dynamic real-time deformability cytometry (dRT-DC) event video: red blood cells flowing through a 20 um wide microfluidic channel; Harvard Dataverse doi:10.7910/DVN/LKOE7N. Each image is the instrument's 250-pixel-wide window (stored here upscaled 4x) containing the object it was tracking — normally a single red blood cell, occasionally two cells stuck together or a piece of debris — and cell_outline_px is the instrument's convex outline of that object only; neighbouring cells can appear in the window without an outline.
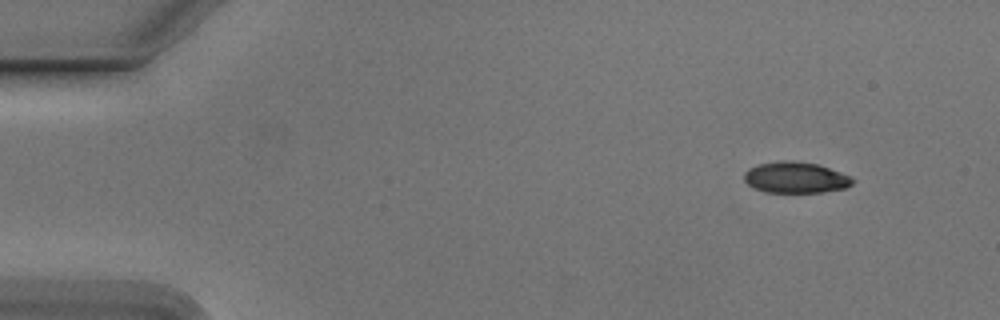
{"species": "Egyptian fruit bat (a non-hibernating species)", "species_latin": "Rousettus aegyptiacus", "temperature_condition": "cold", "stored_images_in_passage": 50, "camera_frame_rate_fps": 3000, "um_per_image_px": 0.085, "animal": {"sex": "male"}, "frame": {"image": 1, "passage_image": 1, "time_ms": 0.0, "image_size_px": [1000, 320], "cell_outline_px": [[856, 180], [852, 184], [844, 188], [820, 192], [764, 192], [752, 188], [744, 180], [744, 172], [748, 168], [760, 164], [784, 160], [792, 160], [816, 164], [840, 172]], "centroid_in_image_um": [67.58, 15.09], "position_along_channel_um": 17.4, "area_um2": 19.54}}
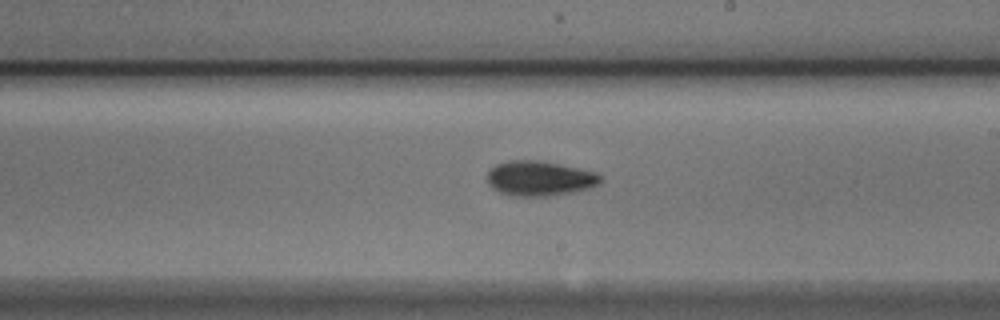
{"frame": {"image": 2, "passage_image": 27, "time_ms": 8.667, "image_size_px": [1000, 320], "cell_outline_px": [[604, 180], [600, 184], [588, 188], [572, 192], [552, 196], [512, 196], [500, 192], [492, 188], [488, 184], [488, 172], [496, 164], [512, 160], [540, 160], [580, 168], [596, 172]], "centroid_in_image_um": [45.89, 15.16], "position_along_channel_um": 243.1, "area_um2": 23.18}}
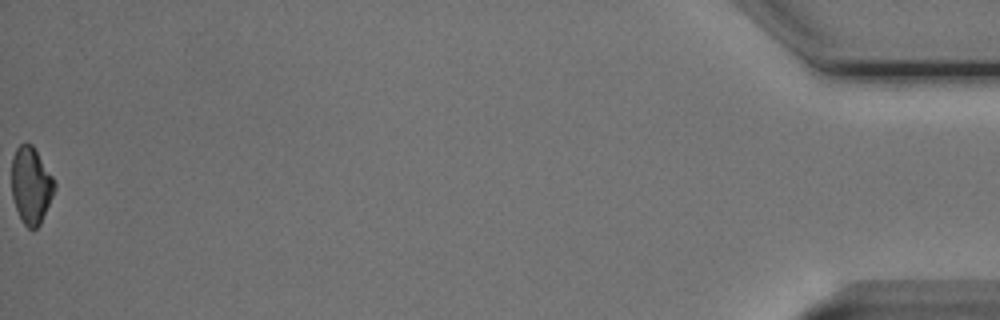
{"frame": {"image": 3, "passage_image": 50, "time_ms": 16.333, "image_size_px": [1000, 320], "cell_outline_px": [[56, 188], [40, 224], [36, 228], [28, 228], [20, 220], [12, 196], [12, 156], [16, 148], [20, 144], [32, 144], [52, 176], [56, 184]], "centroid_in_image_um": [2.63, 15.76], "position_along_channel_um": 432.6, "area_um2": 19.07}, "authors_computed_cell_mechanics": {"area_um2": 20.8658, "velocity_mm_per_s": 3.8006, "shape_relaxation_time_tau1_ms": 2.5535, "shape_relaxation_time_tau2_ms": null, "deformation_change_tau1": 0.1132, "deformation_change_tau2": null}}